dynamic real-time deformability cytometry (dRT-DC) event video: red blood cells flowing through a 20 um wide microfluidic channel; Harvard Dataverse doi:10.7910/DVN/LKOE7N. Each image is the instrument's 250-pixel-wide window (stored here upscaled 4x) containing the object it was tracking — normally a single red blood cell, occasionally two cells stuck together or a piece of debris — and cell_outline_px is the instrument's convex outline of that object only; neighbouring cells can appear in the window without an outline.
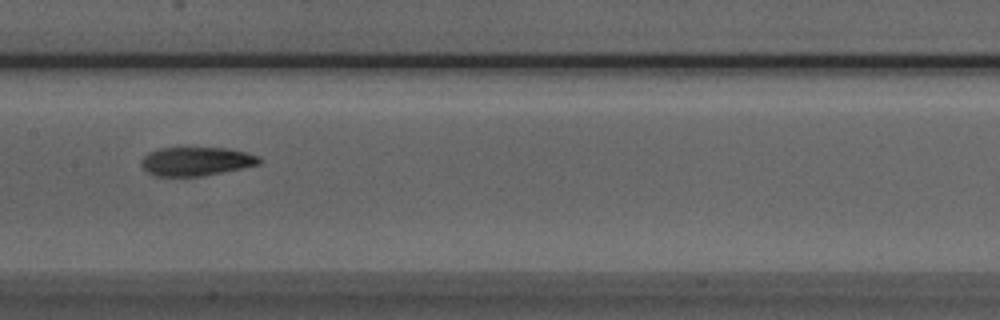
{"species": "Egyptian fruit bat (a non-hibernating species)", "species_latin": "Rousettus aegyptiacus", "temperature_condition": "room temperature", "stored_images_in_passage": 13, "camera_frame_rate_fps": 3000, "um_per_image_px": 0.085, "animal": {"sex": "male"}, "frame": {"image": 1, "passage_image": 7, "time_ms": 2.0, "image_size_px": [1000, 320], "cell_outline_px": [[264, 160], [260, 164], [204, 176], [156, 176], [148, 172], [140, 164], [140, 160], [148, 152], [160, 148], [228, 148], [260, 156]], "centroid_in_image_um": [16.69, 13.71], "position_along_channel_um": 190.7, "area_um2": 19.83}}
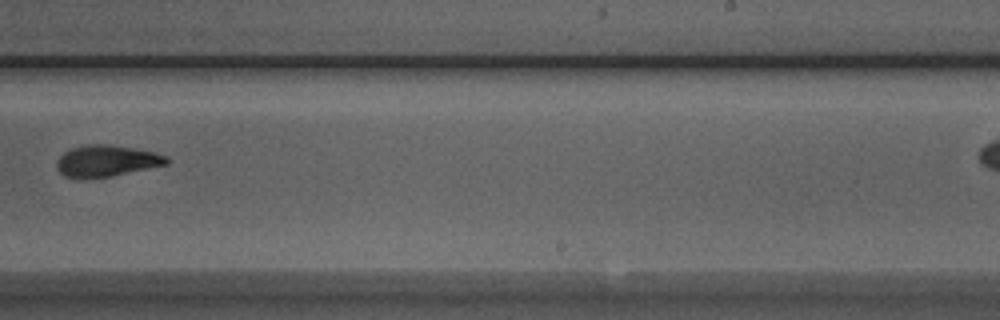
{"frame": {"image": 2, "passage_image": 9, "time_ms": 2.667, "image_size_px": [1000, 320], "cell_outline_px": [[168, 164], [112, 176], [64, 176], [56, 168], [56, 160], [64, 152], [72, 148], [84, 144], [108, 144], [156, 152], [168, 156]], "centroid_in_image_um": [9.08, 13.64], "position_along_channel_um": 279.9, "area_um2": 19.77}}
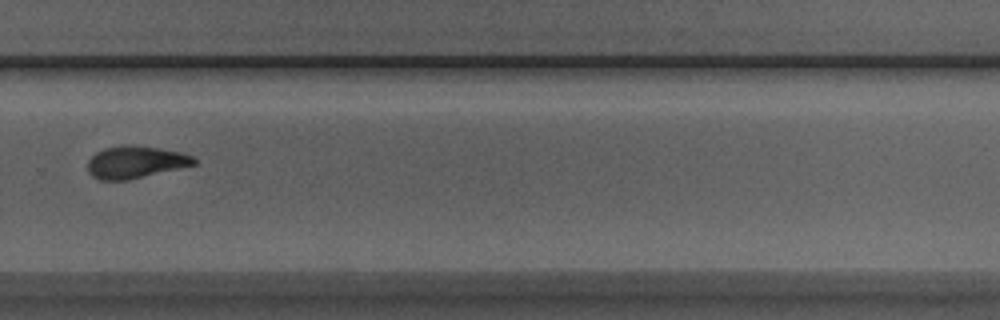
{"frame": {"image": 3, "passage_image": 10, "time_ms": 3.0, "image_size_px": [1000, 320], "cell_outline_px": [[196, 164], [128, 180], [100, 180], [92, 176], [88, 172], [88, 160], [96, 152], [104, 148], [156, 148], [180, 152], [192, 156], [196, 160]], "centroid_in_image_um": [11.49, 13.83], "position_along_channel_um": 318.3, "area_um2": 19.02}}